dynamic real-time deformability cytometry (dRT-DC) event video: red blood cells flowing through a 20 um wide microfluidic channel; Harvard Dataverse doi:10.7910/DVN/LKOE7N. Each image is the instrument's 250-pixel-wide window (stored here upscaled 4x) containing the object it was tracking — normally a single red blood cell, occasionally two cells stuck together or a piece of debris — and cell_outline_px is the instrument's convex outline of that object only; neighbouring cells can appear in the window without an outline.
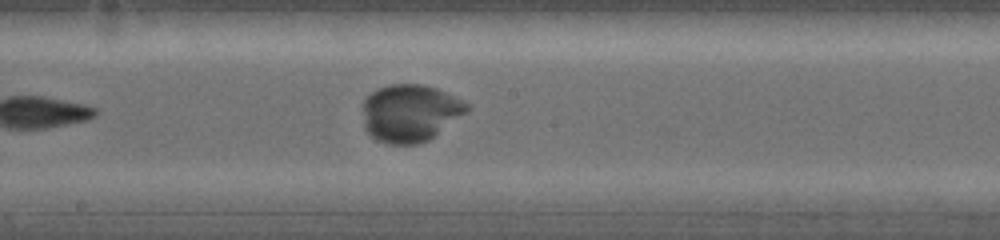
{"species": "common noctule bat (a hibernating species)", "species_latin": "Nyctalus noctula", "temperature_condition": "warm", "stored_images_in_passage": 11, "camera_frame_rate_fps": 5000, "um_per_image_px": 0.085, "animal": {"sex": "female", "body_mass_g": 19.0, "forearm_length_mm": 53.3}, "frame": {"image": 1, "passage_image": 8, "time_ms": 3.4, "image_size_px": [1000, 240], "cell_outline_px": [[468, 108], [464, 112], [428, 140], [416, 144], [388, 144], [376, 140], [364, 128], [364, 100], [372, 92], [380, 88], [392, 84], [420, 84], [436, 88], [468, 104]], "centroid_in_image_um": [34.8, 9.61], "position_along_channel_um": 213.4, "area_um2": 33.99}}